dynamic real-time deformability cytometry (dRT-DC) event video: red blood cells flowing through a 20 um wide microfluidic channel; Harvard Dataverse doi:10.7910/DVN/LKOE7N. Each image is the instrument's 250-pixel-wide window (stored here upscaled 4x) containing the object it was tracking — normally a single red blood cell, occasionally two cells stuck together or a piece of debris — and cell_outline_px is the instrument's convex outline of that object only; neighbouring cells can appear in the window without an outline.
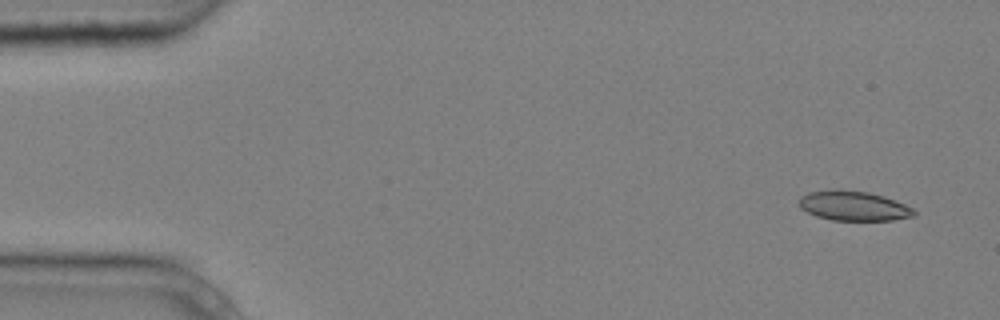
{"species": "common noctule bat (a hibernating species)", "species_latin": "Nyctalus noctula", "temperature_condition": "cold", "stored_images_in_passage": 5, "camera_frame_rate_fps": 3000, "um_per_image_px": 0.085, "animal": {"sex": "male", "body_mass_g": 20.4}, "frame": {"image": 1, "passage_image": 1, "time_ms": 0.0, "image_size_px": [1000, 320], "cell_outline_px": [[916, 216], [892, 220], [832, 220], [816, 216], [800, 208], [800, 196], [808, 192], [868, 192], [884, 196], [904, 204], [912, 208], [916, 212]], "centroid_in_image_um": [72.61, 17.54], "position_along_channel_um": 12.4, "area_um2": 19.13}}
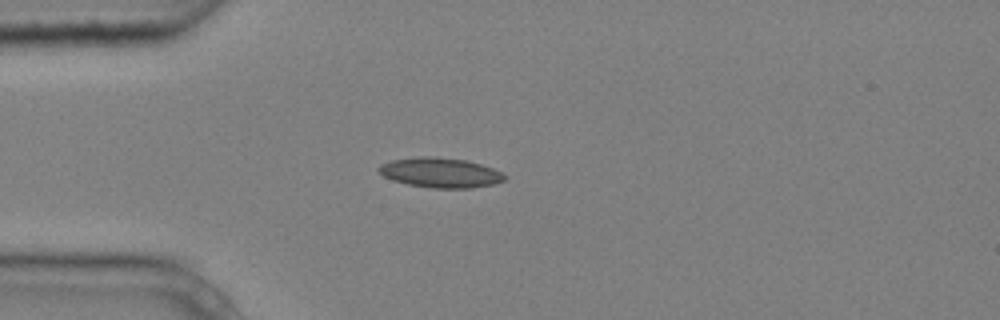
{"frame": {"image": 2, "passage_image": 4, "time_ms": 1.0, "image_size_px": [1000, 320], "cell_outline_px": [[508, 176], [504, 180], [492, 184], [472, 188], [432, 188], [408, 184], [392, 180], [384, 176], [376, 168], [380, 164], [392, 160], [420, 156], [428, 156], [464, 160], [480, 164], [492, 168]], "centroid_in_image_um": [37.41, 14.68], "position_along_channel_um": 47.6, "area_um2": 21.73}}